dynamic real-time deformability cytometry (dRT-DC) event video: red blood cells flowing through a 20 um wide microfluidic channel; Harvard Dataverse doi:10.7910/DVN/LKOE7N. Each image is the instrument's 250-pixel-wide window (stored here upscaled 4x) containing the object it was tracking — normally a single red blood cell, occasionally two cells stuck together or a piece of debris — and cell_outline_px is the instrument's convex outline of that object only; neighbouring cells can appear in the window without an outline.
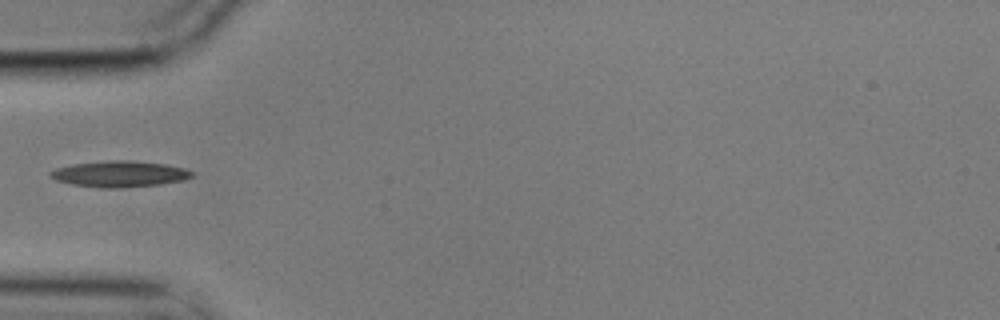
{"species": "common noctule bat (a hibernating species)", "species_latin": "Nyctalus noctula", "temperature_condition": "cold", "stored_images_in_passage": 1, "camera_frame_rate_fps": 3000, "um_per_image_px": 0.085, "animal": {"sex": "male", "body_mass_g": 17.9}, "frame": {"image": 1, "passage_image": 1, "time_ms": 0.0, "image_size_px": [1000, 320], "cell_outline_px": [[196, 172], [192, 176], [184, 180], [160, 184], [120, 188], [100, 188], [72, 184], [56, 180], [48, 176], [48, 172], [56, 168], [72, 164], [104, 160], [128, 160], [164, 164], [184, 168]], "centroid_in_image_um": [10.14, 14.78], "position_along_channel_um": 74.9, "area_um2": 21.68}}